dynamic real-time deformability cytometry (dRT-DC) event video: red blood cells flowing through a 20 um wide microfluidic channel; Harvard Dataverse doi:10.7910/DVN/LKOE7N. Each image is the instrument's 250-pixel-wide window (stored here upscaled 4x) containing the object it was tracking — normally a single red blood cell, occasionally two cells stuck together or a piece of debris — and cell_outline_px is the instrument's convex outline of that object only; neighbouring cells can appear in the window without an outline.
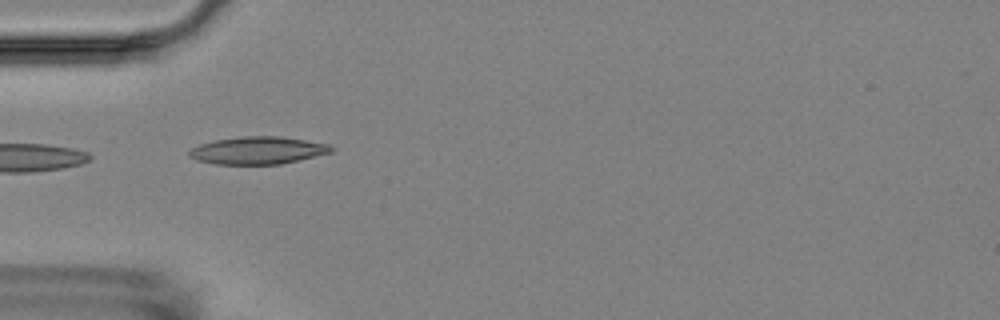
{"species": "Egyptian fruit bat (a non-hibernating species)", "species_latin": "Rousettus aegyptiacus", "temperature_condition": "room temperature", "stored_images_in_passage": 8, "camera_frame_rate_fps": 3000, "um_per_image_px": 0.085, "animal": {"sex": "female"}, "frame": {"image": 1, "passage_image": 3, "time_ms": 2.0, "image_size_px": [1000, 320], "cell_outline_px": [[336, 148], [332, 152], [280, 164], [216, 164], [196, 160], [188, 156], [188, 152], [192, 148], [200, 144], [212, 140], [244, 136], [280, 136], [328, 144]], "centroid_in_image_um": [21.89, 12.78], "position_along_channel_um": 63.1, "area_um2": 22.72}}
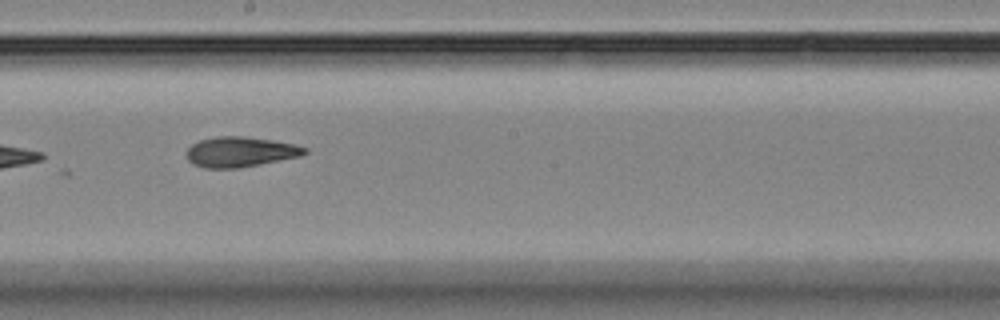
{"frame": {"image": 2, "passage_image": 7, "time_ms": 6.667, "image_size_px": [1000, 320], "cell_outline_px": [[308, 152], [300, 156], [260, 164], [236, 168], [204, 168], [192, 164], [188, 160], [188, 148], [192, 144], [200, 140], [216, 136], [244, 136], [272, 140], [296, 144], [308, 148]], "centroid_in_image_um": [20.44, 12.9], "position_along_channel_um": 227.8, "area_um2": 20.75}}
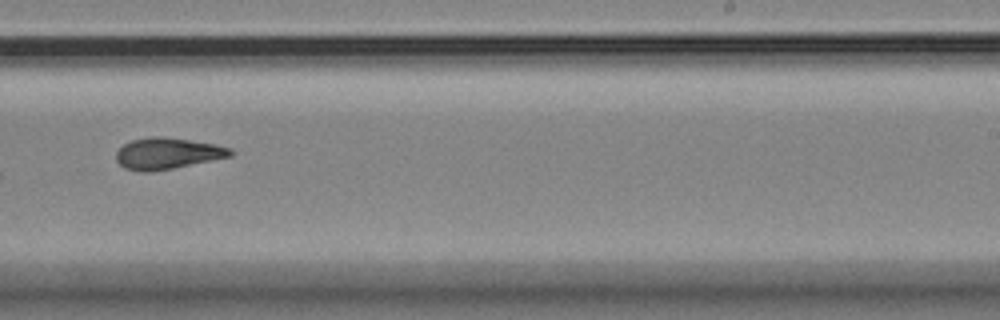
{"frame": {"image": 3, "passage_image": 8, "time_ms": 8.0, "image_size_px": [1000, 320], "cell_outline_px": [[232, 156], [172, 168], [148, 172], [144, 172], [124, 168], [116, 160], [116, 152], [124, 144], [132, 140], [152, 136], [164, 136], [216, 144], [232, 148]], "centroid_in_image_um": [14.23, 13.03], "position_along_channel_um": 274.8, "area_um2": 20.75}}